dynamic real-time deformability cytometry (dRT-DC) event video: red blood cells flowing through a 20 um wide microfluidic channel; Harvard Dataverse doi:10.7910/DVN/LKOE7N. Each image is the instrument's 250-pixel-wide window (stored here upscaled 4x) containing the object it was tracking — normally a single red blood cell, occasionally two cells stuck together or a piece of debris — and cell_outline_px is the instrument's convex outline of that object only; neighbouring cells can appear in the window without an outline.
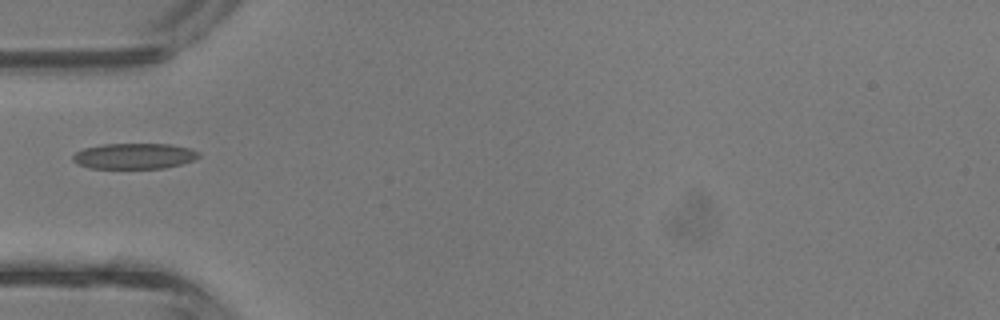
{"species": "common noctule bat (a hibernating species)", "species_latin": "Nyctalus noctula", "temperature_condition": "room temperature", "stored_images_in_passage": 1, "camera_frame_rate_fps": 3000, "um_per_image_px": 0.085, "animal": {"sex": "male", "body_mass_g": 13.3}, "frame": {"image": 1, "passage_image": 1, "time_ms": 0.0, "image_size_px": [1000, 320], "cell_outline_px": [[200, 156], [184, 164], [164, 168], [88, 168], [72, 160], [72, 156], [76, 152], [84, 148], [104, 144], [172, 144], [188, 148], [200, 152]], "centroid_in_image_um": [11.43, 13.26], "position_along_channel_um": 73.6, "area_um2": 18.84}}